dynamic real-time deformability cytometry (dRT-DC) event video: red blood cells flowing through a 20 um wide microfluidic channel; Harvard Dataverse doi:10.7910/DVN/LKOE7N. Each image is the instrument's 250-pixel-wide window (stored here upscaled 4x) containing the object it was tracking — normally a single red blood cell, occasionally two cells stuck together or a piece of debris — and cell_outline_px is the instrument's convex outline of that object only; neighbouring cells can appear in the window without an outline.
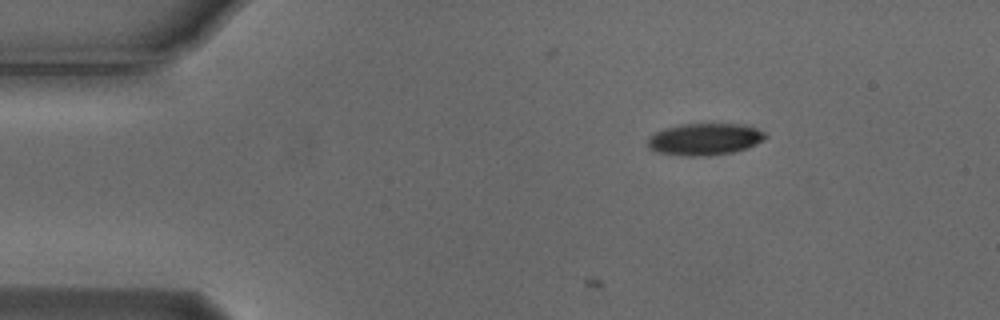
{"species": "Egyptian fruit bat (a non-hibernating species)", "species_latin": "Rousettus aegyptiacus", "temperature_condition": "cold", "stored_images_in_passage": 2, "camera_frame_rate_fps": 3000, "um_per_image_px": 0.085, "animal": {"sex": "male"}, "frame": {"image": 1, "passage_image": 2, "time_ms": 0.333, "image_size_px": [1000, 320], "cell_outline_px": [[768, 136], [764, 140], [748, 148], [732, 152], [692, 156], [660, 152], [652, 148], [648, 144], [648, 140], [656, 132], [664, 128], [684, 124], [744, 124], [756, 128], [764, 132]], "centroid_in_image_um": [59.98, 11.81], "position_along_channel_um": 25.0, "area_um2": 21.33}}